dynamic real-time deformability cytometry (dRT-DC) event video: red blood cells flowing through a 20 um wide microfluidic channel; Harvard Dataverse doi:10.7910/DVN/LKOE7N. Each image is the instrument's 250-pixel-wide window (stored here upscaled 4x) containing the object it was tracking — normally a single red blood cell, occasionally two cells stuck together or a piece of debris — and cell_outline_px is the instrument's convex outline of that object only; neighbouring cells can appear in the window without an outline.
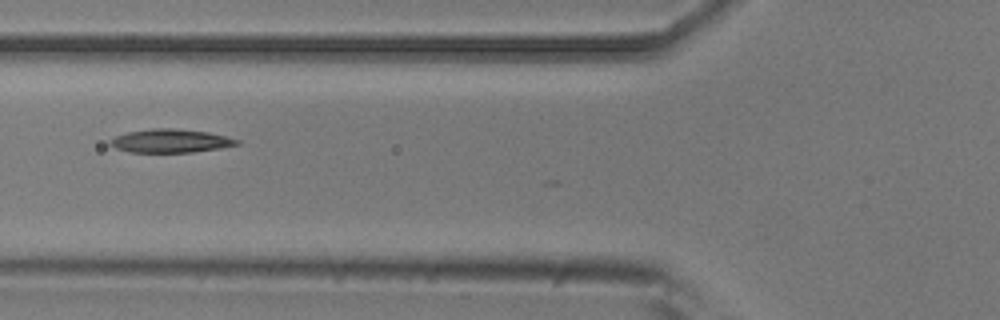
{"species": "common noctule bat (a hibernating species)", "species_latin": "Nyctalus noctula", "temperature_condition": "room temperature", "stored_images_in_passage": 4, "camera_frame_rate_fps": 3000, "um_per_image_px": 0.085, "animal": {"sex": "male", "body_mass_g": 20.5, "forearm_length_mm": 52.5}, "frame": {"image": 1, "passage_image": 3, "time_ms": 0.667, "image_size_px": [1000, 320], "cell_outline_px": [[240, 144], [220, 148], [192, 152], [128, 152], [116, 148], [108, 144], [108, 140], [116, 136], [128, 132], [152, 128], [172, 128], [208, 132], [240, 140]], "centroid_in_image_um": [14.47, 11.97], "position_along_channel_um": 111.3, "area_um2": 17.28}}